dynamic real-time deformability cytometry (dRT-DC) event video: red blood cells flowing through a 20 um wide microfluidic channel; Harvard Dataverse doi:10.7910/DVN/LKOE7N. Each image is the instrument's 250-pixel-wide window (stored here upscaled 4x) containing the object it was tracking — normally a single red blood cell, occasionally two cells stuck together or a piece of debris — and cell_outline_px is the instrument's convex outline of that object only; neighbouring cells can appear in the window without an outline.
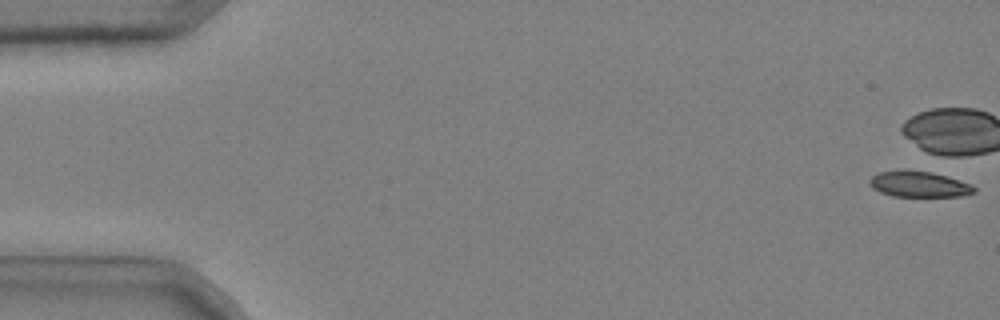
{"species": "common noctule bat (a hibernating species)", "species_latin": "Nyctalus noctula", "temperature_condition": "cold", "stored_images_in_passage": 1, "camera_frame_rate_fps": 3000, "um_per_image_px": 0.085, "animal": {"sex": "male", "body_mass_g": 20.4}, "frame": {"image": 1, "passage_image": 1, "time_ms": 0.0, "image_size_px": [1000, 320], "cell_outline_px": [[976, 192], [960, 196], [892, 196], [880, 192], [872, 188], [868, 184], [868, 180], [872, 176], [880, 172], [900, 168], [904, 168], [932, 172], [960, 180], [972, 184], [976, 188]], "centroid_in_image_um": [78.08, 15.63], "position_along_channel_um": 6.9, "area_um2": 16.13}}